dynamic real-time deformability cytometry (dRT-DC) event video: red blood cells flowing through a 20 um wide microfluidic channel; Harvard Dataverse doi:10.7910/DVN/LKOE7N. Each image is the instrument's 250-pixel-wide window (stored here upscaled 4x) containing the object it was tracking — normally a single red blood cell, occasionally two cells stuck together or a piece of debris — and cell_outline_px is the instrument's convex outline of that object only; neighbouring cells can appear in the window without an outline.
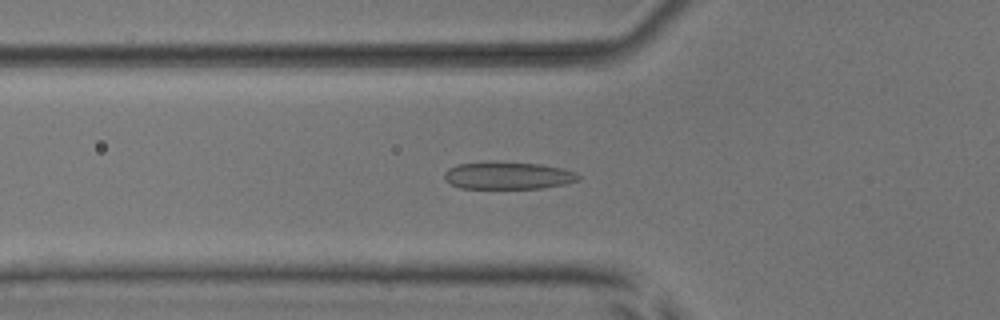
{"species": "common noctule bat (a hibernating species)", "species_latin": "Nyctalus noctula", "temperature_condition": "room temperature", "stored_images_in_passage": 40, "camera_frame_rate_fps": 3000, "um_per_image_px": 0.085, "animal": {"sex": "male", "body_mass_g": 17.9, "forearm_length_mm": 54.2}, "frame": {"image": 1, "passage_image": 6, "time_ms": 1.667, "image_size_px": [1000, 320], "cell_outline_px": [[580, 180], [564, 184], [540, 188], [460, 188], [444, 180], [444, 172], [448, 168], [456, 164], [540, 164], [564, 168], [576, 172], [580, 176]], "centroid_in_image_um": [43.21, 14.96], "position_along_channel_um": 82.6, "area_um2": 20.63}}
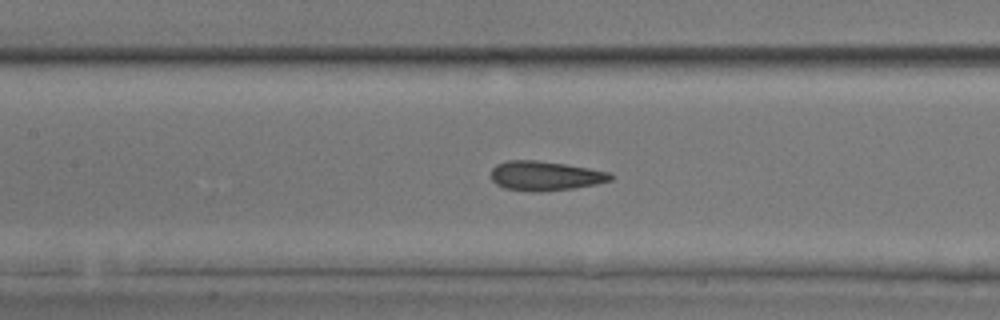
{"frame": {"image": 2, "passage_image": 12, "time_ms": 3.667, "image_size_px": [1000, 320], "cell_outline_px": [[612, 180], [596, 184], [572, 188], [540, 192], [532, 192], [504, 188], [496, 184], [492, 180], [492, 168], [496, 164], [508, 160], [536, 160], [564, 164], [588, 168], [608, 172], [612, 176]], "centroid_in_image_um": [46.3, 14.95], "position_along_channel_um": 161.1, "area_um2": 20.4}}
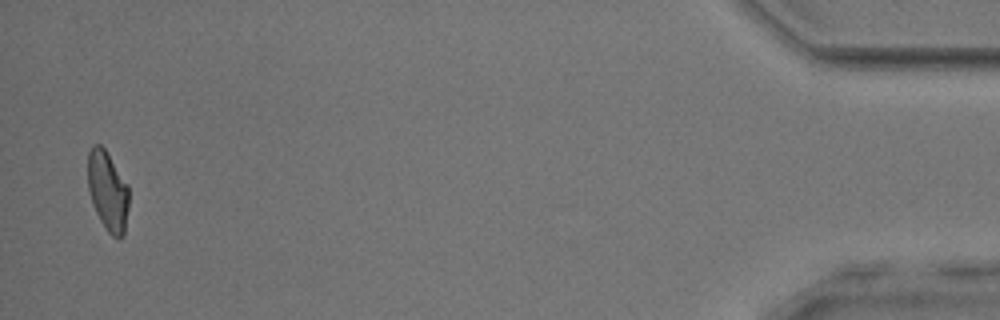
{"frame": {"image": 3, "passage_image": 39, "time_ms": 12.667, "image_size_px": [1000, 320], "cell_outline_px": [[128, 208], [124, 236], [120, 240], [116, 240], [108, 232], [100, 220], [96, 212], [88, 188], [88, 152], [92, 144], [100, 144], [104, 148], [128, 184]], "centroid_in_image_um": [9.17, 16.26], "position_along_channel_um": 426.0, "area_um2": 19.13}}